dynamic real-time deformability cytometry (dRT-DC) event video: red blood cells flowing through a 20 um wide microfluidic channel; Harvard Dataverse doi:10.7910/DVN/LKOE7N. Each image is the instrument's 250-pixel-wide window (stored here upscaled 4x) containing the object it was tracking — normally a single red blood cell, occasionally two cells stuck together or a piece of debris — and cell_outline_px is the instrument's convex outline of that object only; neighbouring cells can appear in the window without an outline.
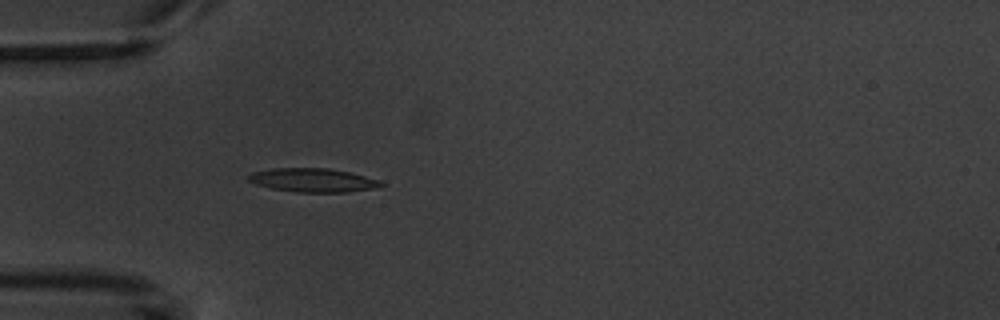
{"species": "common noctule bat (a hibernating species)", "species_latin": "Nyctalus noctula", "temperature_condition": "warm", "stored_images_in_passage": 1, "camera_frame_rate_fps": 3000, "um_per_image_px": 0.085, "animal": {"sex": "male", "body_mass_g": 20.1, "forearm_length_mm": 53.5}, "frame": {"image": 1, "passage_image": 1, "time_ms": 0.0, "image_size_px": [1000, 320], "cell_outline_px": [[384, 184], [376, 188], [348, 192], [296, 192], [272, 188], [256, 184], [248, 180], [244, 176], [252, 172], [272, 168], [328, 168], [348, 172], [380, 180]], "centroid_in_image_um": [26.56, 15.31], "position_along_channel_um": 58.4, "area_um2": 18.32}}